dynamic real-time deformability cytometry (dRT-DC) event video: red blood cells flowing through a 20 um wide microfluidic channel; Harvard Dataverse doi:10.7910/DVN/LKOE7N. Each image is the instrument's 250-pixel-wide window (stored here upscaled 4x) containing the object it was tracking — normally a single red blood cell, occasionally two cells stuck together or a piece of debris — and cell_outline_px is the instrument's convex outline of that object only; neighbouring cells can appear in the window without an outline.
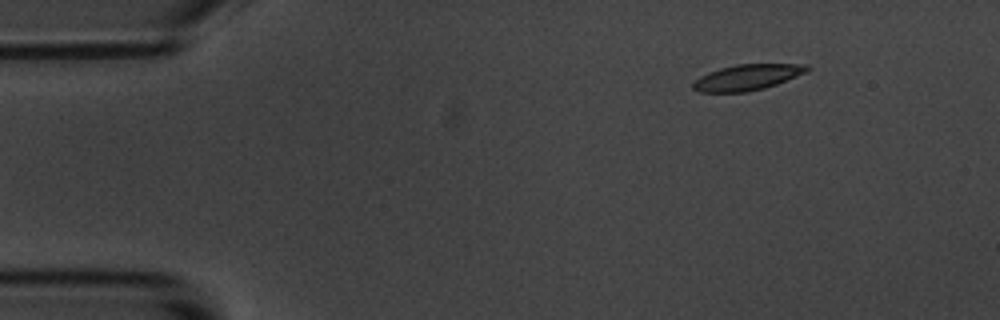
{"species": "common noctule bat (a hibernating species)", "species_latin": "Nyctalus noctula", "temperature_condition": "room temperature", "stored_images_in_passage": 6, "camera_frame_rate_fps": 3000, "um_per_image_px": 0.085, "animal": {"sex": "male", "body_mass_g": 20.1, "forearm_length_mm": 53.5}, "frame": {"image": 1, "passage_image": 1, "time_ms": 0.0, "image_size_px": [1000, 320], "cell_outline_px": [[812, 68], [808, 72], [776, 84], [764, 88], [748, 92], [700, 92], [692, 88], [692, 84], [700, 76], [708, 72], [720, 68], [736, 64], [808, 64]], "centroid_in_image_um": [63.55, 6.56], "position_along_channel_um": 21.5, "area_um2": 17.22}}
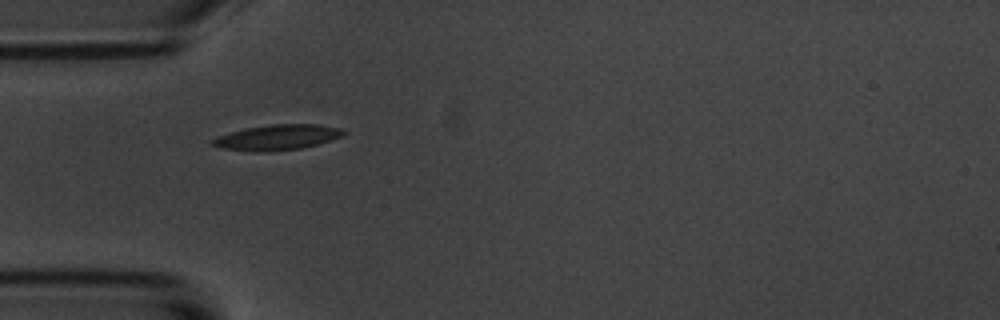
{"frame": {"image": 2, "passage_image": 4, "time_ms": 3.333, "image_size_px": [1000, 320], "cell_outline_px": [[348, 132], [344, 136], [316, 144], [300, 148], [272, 152], [252, 152], [220, 148], [208, 144], [208, 140], [244, 128], [272, 124], [316, 124], [340, 128]], "centroid_in_image_um": [23.53, 11.68], "position_along_channel_um": 61.5, "area_um2": 19.59}}
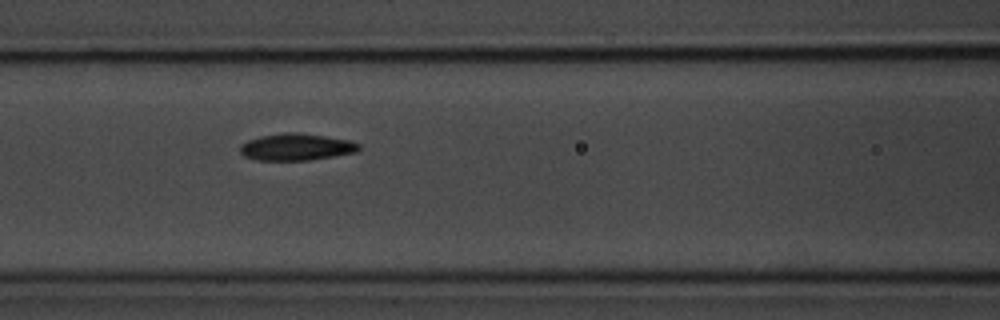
{"frame": {"image": 3, "passage_image": 6, "time_ms": 5.667, "image_size_px": [1000, 320], "cell_outline_px": [[360, 148], [356, 152], [308, 160], [256, 160], [244, 156], [240, 152], [240, 144], [248, 140], [260, 136], [284, 132], [300, 132], [348, 140], [360, 144]], "centroid_in_image_um": [25.15, 12.48], "position_along_channel_um": 141.5, "area_um2": 18.55}}